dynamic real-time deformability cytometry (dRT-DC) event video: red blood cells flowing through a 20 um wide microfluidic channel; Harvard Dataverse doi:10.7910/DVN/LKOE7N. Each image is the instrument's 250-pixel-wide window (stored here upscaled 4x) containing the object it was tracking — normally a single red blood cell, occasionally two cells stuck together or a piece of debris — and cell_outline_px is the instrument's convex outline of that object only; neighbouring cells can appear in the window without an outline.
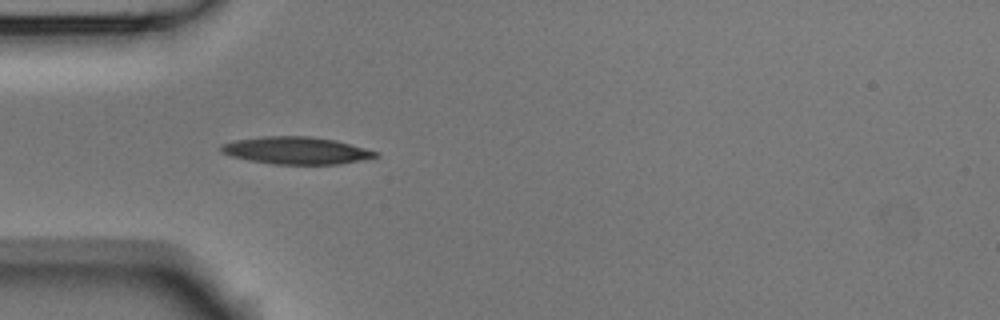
{"species": "Egyptian fruit bat (a non-hibernating species)", "species_latin": "Rousettus aegyptiacus", "temperature_condition": "room temperature", "stored_images_in_passage": 4, "camera_frame_rate_fps": 3000, "um_per_image_px": 0.085, "animal": {"sex": "male"}, "frame": {"image": 1, "passage_image": 1, "time_ms": 0.0, "image_size_px": [1000, 320], "cell_outline_px": [[380, 156], [340, 164], [272, 164], [248, 160], [232, 156], [220, 152], [220, 144], [236, 140], [264, 136], [308, 136], [336, 140], [380, 152]], "centroid_in_image_um": [25.18, 12.79], "position_along_channel_um": 59.8, "area_um2": 24.62}}
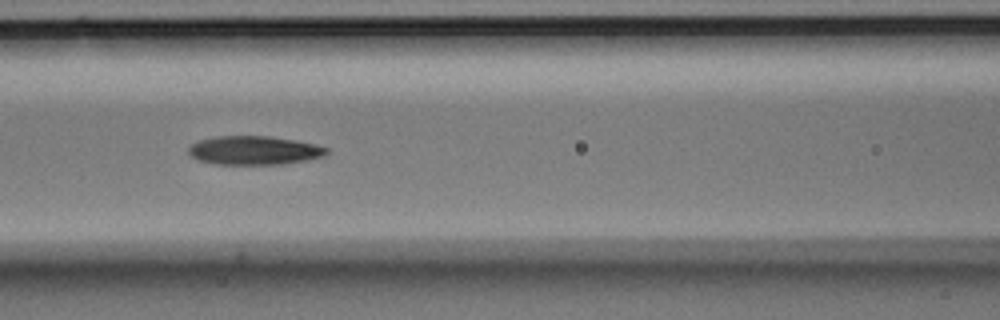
{"frame": {"image": 2, "passage_image": 3, "time_ms": 0.667, "image_size_px": [1000, 320], "cell_outline_px": [[328, 152], [324, 156], [308, 160], [284, 164], [216, 164], [196, 160], [188, 152], [188, 148], [192, 144], [200, 140], [216, 136], [268, 136], [316, 144], [328, 148]], "centroid_in_image_um": [21.6, 12.79], "position_along_channel_um": 145.0, "area_um2": 23.12}}
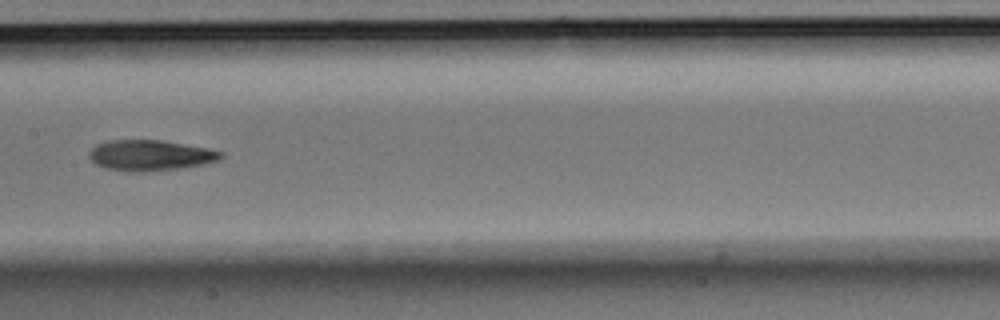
{"frame": {"image": 3, "passage_image": 4, "time_ms": 1.0, "image_size_px": [1000, 320], "cell_outline_px": [[224, 156], [216, 160], [204, 164], [180, 168], [140, 172], [128, 172], [104, 168], [96, 164], [88, 156], [88, 152], [96, 144], [104, 140], [160, 140], [208, 148], [224, 152]], "centroid_in_image_um": [12.73, 13.2], "position_along_channel_um": 194.7, "area_um2": 23.64}}